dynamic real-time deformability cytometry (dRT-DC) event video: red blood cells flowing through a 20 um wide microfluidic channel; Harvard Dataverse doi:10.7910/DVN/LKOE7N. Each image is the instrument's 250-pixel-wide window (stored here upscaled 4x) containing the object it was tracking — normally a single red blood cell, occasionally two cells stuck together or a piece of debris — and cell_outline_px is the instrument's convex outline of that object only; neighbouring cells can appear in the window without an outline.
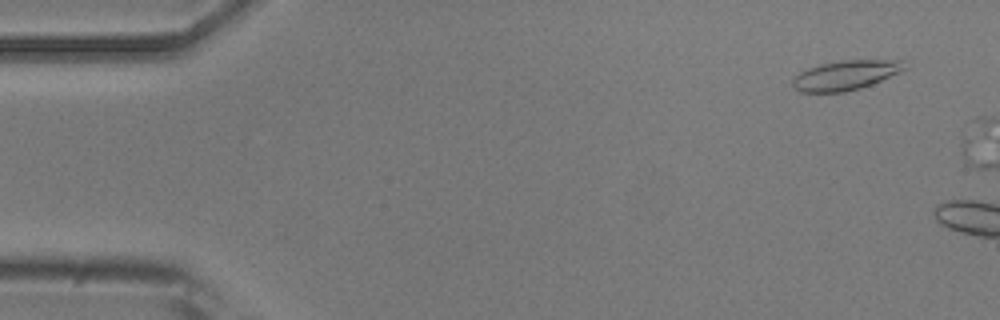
{"species": "common noctule bat (a hibernating species)", "species_latin": "Nyctalus noctula", "temperature_condition": "room temperature", "stored_images_in_passage": 7, "camera_frame_rate_fps": 3000, "um_per_image_px": 0.085, "animal": {"sex": "male", "body_mass_g": 20.5, "forearm_length_mm": 52.5}, "frame": {"image": 1, "passage_image": 4, "time_ms": 1.0, "image_size_px": [1000, 320], "cell_outline_px": [[908, 68], [900, 72], [872, 84], [860, 88], [844, 92], [800, 92], [792, 88], [792, 80], [800, 72], [808, 68], [820, 64], [840, 60], [904, 60]], "centroid_in_image_um": [71.88, 6.39], "position_along_channel_um": 13.1, "area_um2": 19.42}}